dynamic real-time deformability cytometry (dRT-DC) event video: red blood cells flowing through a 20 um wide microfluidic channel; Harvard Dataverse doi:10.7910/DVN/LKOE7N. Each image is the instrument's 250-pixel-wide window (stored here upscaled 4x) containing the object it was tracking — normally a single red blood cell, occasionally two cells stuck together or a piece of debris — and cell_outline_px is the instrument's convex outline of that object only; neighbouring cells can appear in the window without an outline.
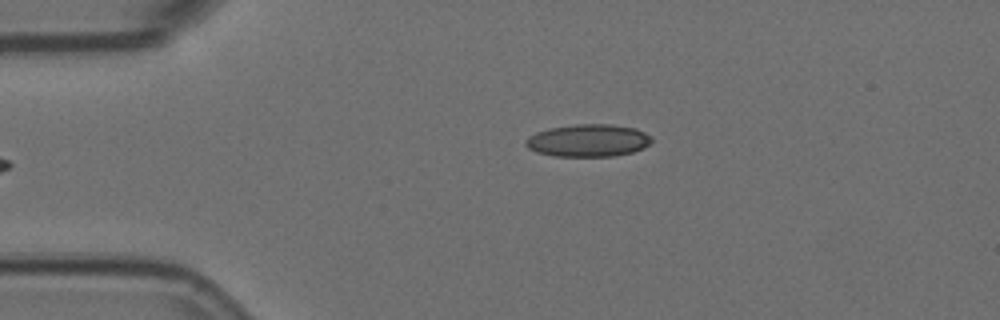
{"species": "Egyptian fruit bat (a non-hibernating species)", "species_latin": "Rousettus aegyptiacus", "temperature_condition": "room temperature", "stored_images_in_passage": 6, "camera_frame_rate_fps": 3000, "um_per_image_px": 0.085, "animal": {"sex": "female"}, "frame": {"image": 1, "passage_image": 6, "time_ms": 1.667, "image_size_px": [1000, 320], "cell_outline_px": [[652, 140], [644, 148], [632, 152], [612, 156], [552, 156], [536, 152], [528, 148], [524, 144], [524, 140], [528, 136], [536, 132], [548, 128], [576, 124], [612, 124], [636, 128], [652, 136]], "centroid_in_image_um": [49.97, 11.93], "position_along_channel_um": 35.0, "area_um2": 24.04}}